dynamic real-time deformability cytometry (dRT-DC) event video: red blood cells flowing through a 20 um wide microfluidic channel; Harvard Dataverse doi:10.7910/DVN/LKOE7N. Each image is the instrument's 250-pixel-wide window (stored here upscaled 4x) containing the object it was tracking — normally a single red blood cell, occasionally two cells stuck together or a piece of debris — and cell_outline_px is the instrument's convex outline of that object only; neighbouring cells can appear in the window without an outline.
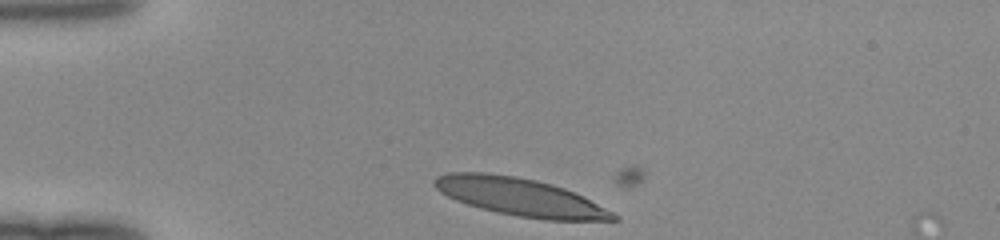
{"species": "human", "species_latin": "Homo sapiens", "temperature_condition": "room temperature", "stored_images_in_passage": 5, "camera_frame_rate_fps": 3000, "um_per_image_px": 0.085, "donor": {"sex": "female"}, "frame": {"image": 1, "passage_image": 3, "time_ms": 0.667, "image_size_px": [1000, 240], "cell_outline_px": [[620, 220], [548, 220], [520, 216], [496, 212], [480, 208], [456, 200], [440, 192], [432, 184], [432, 180], [436, 176], [448, 172], [484, 172], [516, 176], [536, 180], [552, 184], [564, 188], [584, 196], [620, 216]], "centroid_in_image_um": [44.2, 16.73], "position_along_channel_um": 40.8, "area_um2": 39.42}}